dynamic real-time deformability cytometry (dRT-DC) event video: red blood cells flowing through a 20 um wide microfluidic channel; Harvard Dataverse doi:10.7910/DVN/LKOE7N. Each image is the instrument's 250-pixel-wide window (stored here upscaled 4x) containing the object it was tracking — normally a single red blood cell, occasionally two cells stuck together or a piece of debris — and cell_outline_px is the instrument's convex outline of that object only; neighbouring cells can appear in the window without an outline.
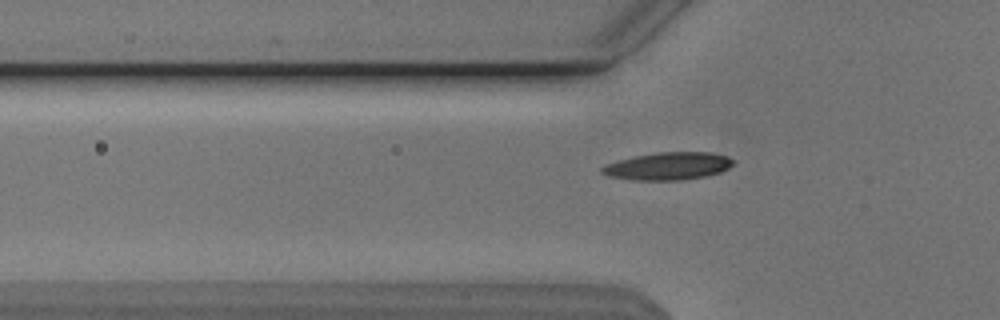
{"species": "Egyptian fruit bat (a non-hibernating species)", "species_latin": "Rousettus aegyptiacus", "temperature_condition": "cold", "stored_images_in_passage": 39, "camera_frame_rate_fps": 3000, "um_per_image_px": 0.085, "animal": {"sex": "male"}, "frame": {"image": 1, "passage_image": 6, "time_ms": 1.667, "image_size_px": [1000, 320], "cell_outline_px": [[732, 164], [728, 168], [720, 172], [704, 176], [680, 180], [632, 180], [608, 176], [600, 172], [600, 168], [604, 164], [616, 160], [656, 152], [712, 152], [728, 156], [732, 160]], "centroid_in_image_um": [56.73, 14.11], "position_along_channel_um": 69.1, "area_um2": 21.15}}
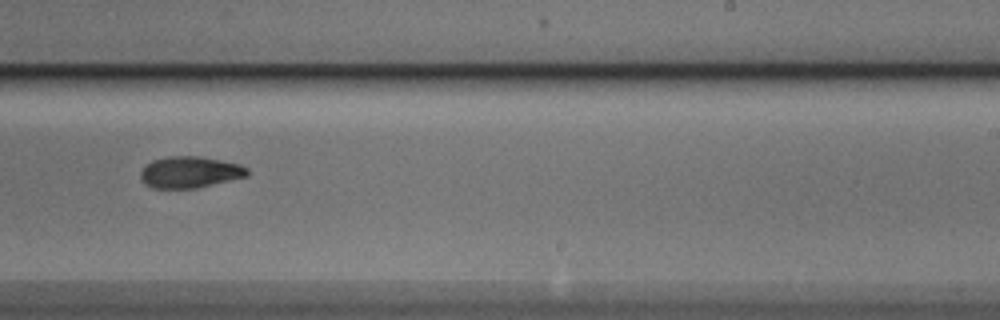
{"frame": {"image": 2, "passage_image": 22, "time_ms": 7.0, "image_size_px": [1000, 320], "cell_outline_px": [[248, 176], [196, 188], [152, 188], [144, 184], [140, 180], [140, 172], [152, 160], [168, 156], [200, 156], [240, 164], [248, 168]], "centroid_in_image_um": [16.13, 14.63], "position_along_channel_um": 272.9, "area_um2": 19.59}}
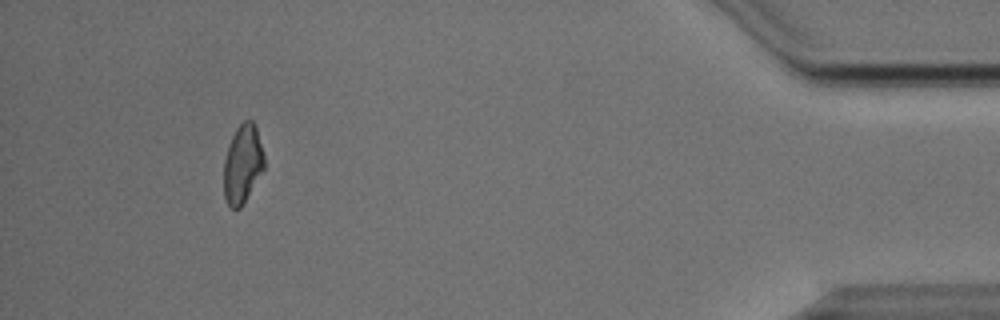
{"frame": {"image": 3, "passage_image": 38, "time_ms": 12.333, "image_size_px": [1000, 320], "cell_outline_px": [[264, 168], [244, 204], [240, 208], [232, 208], [224, 200], [224, 160], [232, 136], [236, 128], [244, 120], [252, 120], [256, 124], [264, 156]], "centroid_in_image_um": [20.62, 13.94], "position_along_channel_um": 414.6, "area_um2": 18.55}}